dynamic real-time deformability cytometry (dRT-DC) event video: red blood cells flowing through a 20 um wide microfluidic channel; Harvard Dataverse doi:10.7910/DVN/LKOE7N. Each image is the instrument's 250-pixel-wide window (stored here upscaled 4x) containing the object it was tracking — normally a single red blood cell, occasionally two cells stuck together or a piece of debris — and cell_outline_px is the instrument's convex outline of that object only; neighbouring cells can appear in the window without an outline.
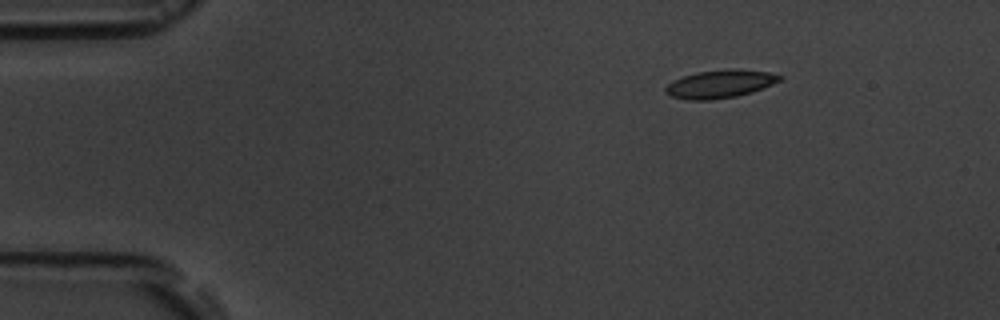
{"species": "common noctule bat (a hibernating species)", "species_latin": "Nyctalus noctula", "temperature_condition": "room temperature", "stored_images_in_passage": 4, "camera_frame_rate_fps": 3000, "um_per_image_px": 0.085, "animal": {"sex": "male", "body_mass_g": 19.5, "forearm_length_mm": 54.6}, "frame": {"image": 1, "passage_image": 1, "time_ms": 0.0, "image_size_px": [1000, 320], "cell_outline_px": [[784, 76], [780, 80], [772, 84], [752, 92], [736, 96], [708, 100], [688, 100], [672, 96], [664, 92], [664, 88], [672, 80], [696, 72], [736, 68], [768, 72]], "centroid_in_image_um": [61.19, 7.13], "position_along_channel_um": 23.8, "area_um2": 18.61}}
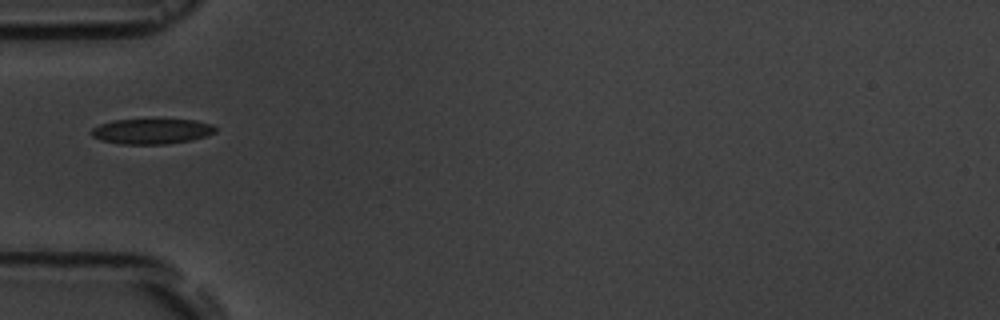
{"frame": {"image": 2, "passage_image": 3, "time_ms": 3.333, "image_size_px": [1000, 320], "cell_outline_px": [[216, 132], [208, 136], [192, 140], [164, 144], [120, 144], [100, 140], [92, 136], [88, 132], [92, 128], [100, 124], [112, 120], [196, 120], [212, 124], [216, 128]], "centroid_in_image_um": [12.88, 11.17], "position_along_channel_um": 72.1, "area_um2": 18.38}}
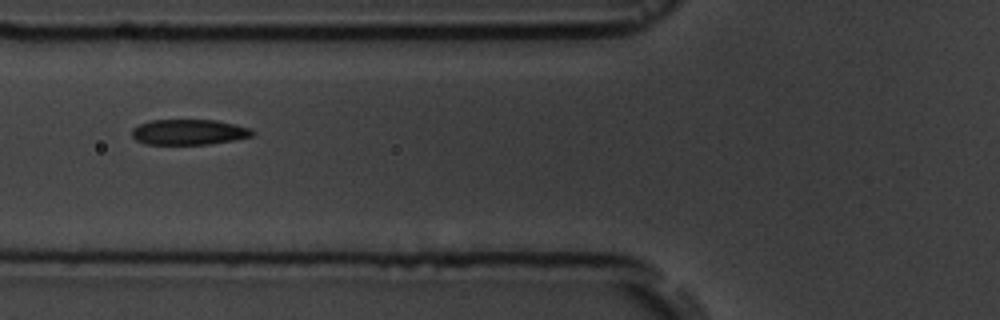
{"frame": {"image": 3, "passage_image": 4, "time_ms": 4.333, "image_size_px": [1000, 320], "cell_outline_px": [[256, 132], [252, 136], [232, 140], [208, 144], [144, 144], [136, 140], [132, 136], [132, 128], [140, 124], [152, 120], [216, 120], [236, 124], [252, 128]], "centroid_in_image_um": [16.08, 11.22], "position_along_channel_um": 109.7, "area_um2": 17.92}}